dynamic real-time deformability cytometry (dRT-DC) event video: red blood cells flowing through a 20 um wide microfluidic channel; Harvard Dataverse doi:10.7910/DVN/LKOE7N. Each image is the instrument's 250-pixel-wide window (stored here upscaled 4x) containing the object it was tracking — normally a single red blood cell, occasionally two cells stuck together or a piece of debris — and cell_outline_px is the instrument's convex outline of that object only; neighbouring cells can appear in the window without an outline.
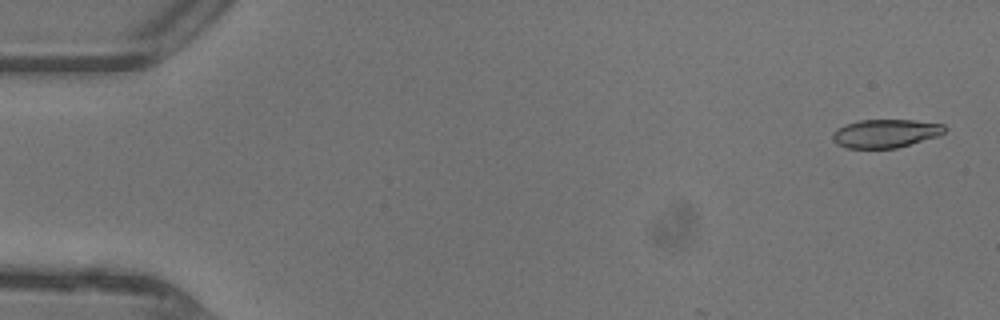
{"species": "common noctule bat (a hibernating species)", "species_latin": "Nyctalus noctula", "temperature_condition": "warm", "stored_images_in_passage": 5, "camera_frame_rate_fps": 3000, "um_per_image_px": 0.085, "animal": {"sex": "female"}, "frame": {"image": 1, "passage_image": 2, "time_ms": 0.333, "image_size_px": [1000, 320], "cell_outline_px": [[948, 128], [940, 136], [896, 148], [848, 148], [836, 144], [832, 140], [832, 132], [836, 128], [844, 124], [860, 120], [912, 120], [944, 124]], "centroid_in_image_um": [75.26, 11.34], "position_along_channel_um": 9.7, "area_um2": 18.79}}